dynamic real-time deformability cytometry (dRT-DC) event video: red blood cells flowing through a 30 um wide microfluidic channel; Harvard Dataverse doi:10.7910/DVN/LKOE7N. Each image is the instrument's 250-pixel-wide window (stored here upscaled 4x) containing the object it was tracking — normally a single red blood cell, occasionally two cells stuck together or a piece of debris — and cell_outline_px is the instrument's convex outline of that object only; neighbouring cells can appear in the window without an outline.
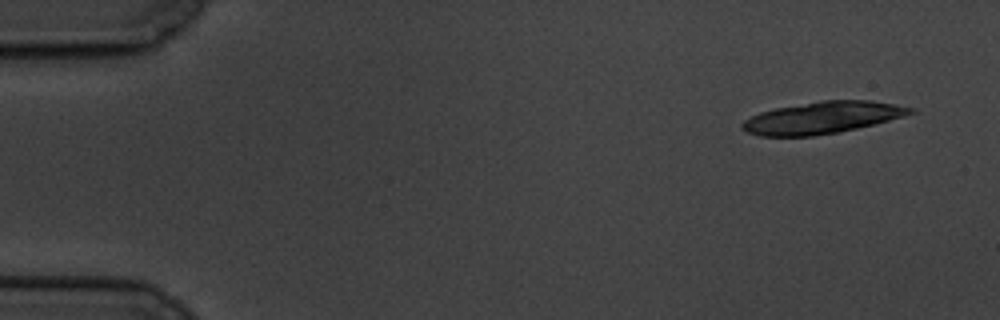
{"species": "common noctule bat (a hibernating species)", "species_latin": "Nyctalus noctula", "temperature_condition": "cold", "stored_images_in_passage": 6, "camera_frame_rate_fps": 3000, "um_per_image_px": 0.085, "animal": {"sex": "male", "body_mass_g": 19.5, "forearm_length_mm": 54.6}, "frame": {"image": 1, "passage_image": 1, "time_ms": 0.0, "image_size_px": [1000, 320], "cell_outline_px": [[916, 112], [904, 116], [840, 132], [812, 136], [760, 136], [748, 132], [740, 128], [740, 124], [744, 120], [760, 112], [776, 108], [820, 100], [868, 100], [916, 108]], "centroid_in_image_um": [69.87, 10.0], "position_along_channel_um": 15.1, "area_um2": 31.1}}